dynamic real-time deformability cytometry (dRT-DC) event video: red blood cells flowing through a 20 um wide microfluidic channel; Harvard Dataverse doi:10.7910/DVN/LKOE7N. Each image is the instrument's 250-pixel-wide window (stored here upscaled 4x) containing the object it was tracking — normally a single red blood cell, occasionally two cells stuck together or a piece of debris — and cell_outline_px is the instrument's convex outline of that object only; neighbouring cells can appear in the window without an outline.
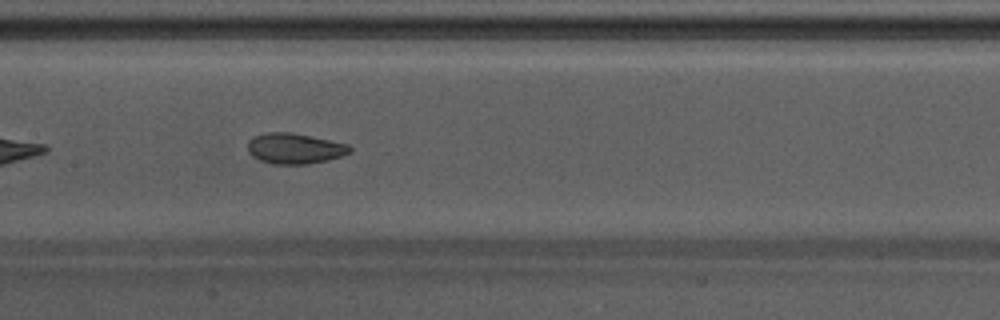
{"species": "Egyptian fruit bat (a non-hibernating species)", "species_latin": "Rousettus aegyptiacus", "temperature_condition": "warm", "stored_images_in_passage": 40, "camera_frame_rate_fps": 3000, "um_per_image_px": 0.085, "animal": {"sex": "male"}, "frame": {"image": 1, "passage_image": 12, "time_ms": 3.667, "image_size_px": [1000, 320], "cell_outline_px": [[352, 152], [328, 160], [308, 164], [272, 164], [260, 160], [252, 156], [248, 152], [248, 140], [252, 136], [268, 132], [292, 132], [348, 144], [352, 148]], "centroid_in_image_um": [25.03, 12.62], "position_along_channel_um": 182.4, "area_um2": 18.32}, "authors_computed_cell_mechanics": {"area_um2": 18.5538, "velocity_mm_per_s": 3.8391, "shape_relaxation_time_tau1_ms": 3.6638, "shape_relaxation_time_tau2_ms": 1.8372, "deformation_change_tau1": 0.0974, "deformation_change_tau2": 0.0736}}